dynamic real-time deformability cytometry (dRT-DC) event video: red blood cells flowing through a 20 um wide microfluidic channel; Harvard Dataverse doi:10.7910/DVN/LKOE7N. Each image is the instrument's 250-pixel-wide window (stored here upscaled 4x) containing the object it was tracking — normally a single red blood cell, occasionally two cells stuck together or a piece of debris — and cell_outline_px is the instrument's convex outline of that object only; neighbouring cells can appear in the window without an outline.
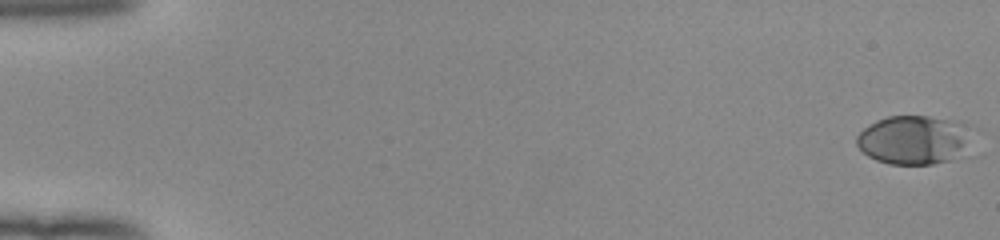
{"species": "human", "species_latin": "Homo sapiens", "temperature_condition": "room temperature", "stored_images_in_passage": 53, "camera_frame_rate_fps": 3000, "um_per_image_px": 0.085, "donor": {"sex": "female"}, "frame": {"image": 1, "passage_image": 1, "time_ms": 0.0, "image_size_px": [1000, 240], "cell_outline_px": [[984, 156], [932, 164], [888, 164], [876, 160], [868, 156], [856, 144], [856, 136], [864, 128], [876, 120], [888, 116], [928, 116], [964, 120], [980, 128], [984, 152]], "centroid_in_image_um": [78.23, 11.91], "position_along_channel_um": 6.8, "area_um2": 37.22}}
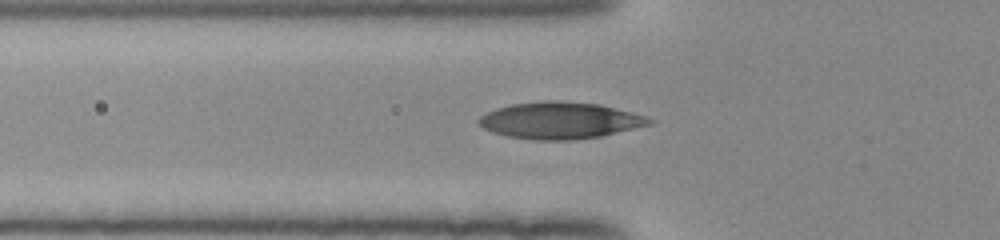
{"frame": {"image": 2, "passage_image": 20, "time_ms": 6.333, "image_size_px": [1000, 240], "cell_outline_px": [[656, 120], [652, 124], [600, 136], [568, 140], [532, 140], [508, 136], [492, 132], [484, 128], [476, 120], [480, 116], [496, 108], [512, 104], [548, 100], [556, 100], [600, 104], [644, 116]], "centroid_in_image_um": [47.58, 10.23], "position_along_channel_um": 78.2, "area_um2": 36.24}}
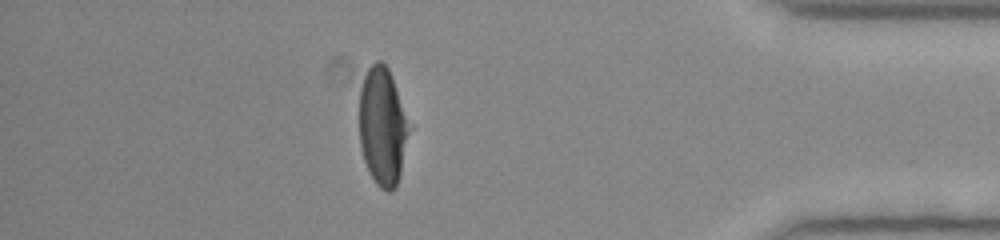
{"frame": {"image": 3, "passage_image": 47, "time_ms": 15.333, "image_size_px": [1000, 240], "cell_outline_px": [[412, 128], [400, 176], [396, 188], [392, 192], [388, 192], [380, 188], [376, 184], [364, 160], [360, 144], [360, 88], [364, 76], [368, 68], [376, 60], [380, 60], [388, 68], [392, 76]], "centroid_in_image_um": [32.56, 10.77], "position_along_channel_um": 402.6, "area_um2": 34.74}, "authors_computed_cell_mechanics": {"area_um2": 35.3158, "velocity_mm_per_s": 3.9798, "shape_relaxation_time_tau1_ms": 4.0715, "shape_relaxation_time_tau2_ms": null, "deformation_change_tau1": 0.2042, "deformation_change_tau2": null}}